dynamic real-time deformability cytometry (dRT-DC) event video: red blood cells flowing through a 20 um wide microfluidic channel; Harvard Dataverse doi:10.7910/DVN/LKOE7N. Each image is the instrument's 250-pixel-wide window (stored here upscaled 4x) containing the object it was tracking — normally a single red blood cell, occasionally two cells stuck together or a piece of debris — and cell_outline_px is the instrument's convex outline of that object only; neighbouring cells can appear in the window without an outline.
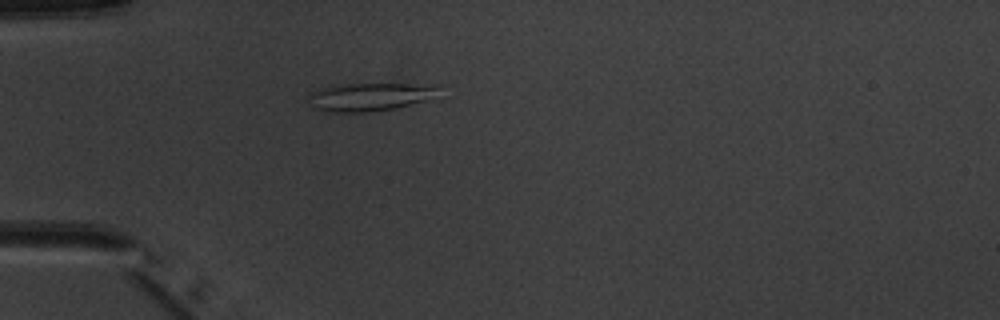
{"species": "common noctule bat (a hibernating species)", "species_latin": "Nyctalus noctula", "temperature_condition": "warm", "stored_images_in_passage": 5, "camera_frame_rate_fps": 3000, "um_per_image_px": 0.085, "animal": {"sex": "male", "body_mass_g": 20.1, "forearm_length_mm": 53.5}, "frame": {"image": 1, "passage_image": 5, "time_ms": 5.0, "image_size_px": [1000, 320], "cell_outline_px": [[444, 84], [440, 100], [396, 108], [372, 112], [328, 112], [312, 108], [308, 104], [308, 92], [320, 88], [344, 84]], "centroid_in_image_um": [31.65, 8.23], "position_along_channel_um": 53.4, "area_um2": 22.77}}